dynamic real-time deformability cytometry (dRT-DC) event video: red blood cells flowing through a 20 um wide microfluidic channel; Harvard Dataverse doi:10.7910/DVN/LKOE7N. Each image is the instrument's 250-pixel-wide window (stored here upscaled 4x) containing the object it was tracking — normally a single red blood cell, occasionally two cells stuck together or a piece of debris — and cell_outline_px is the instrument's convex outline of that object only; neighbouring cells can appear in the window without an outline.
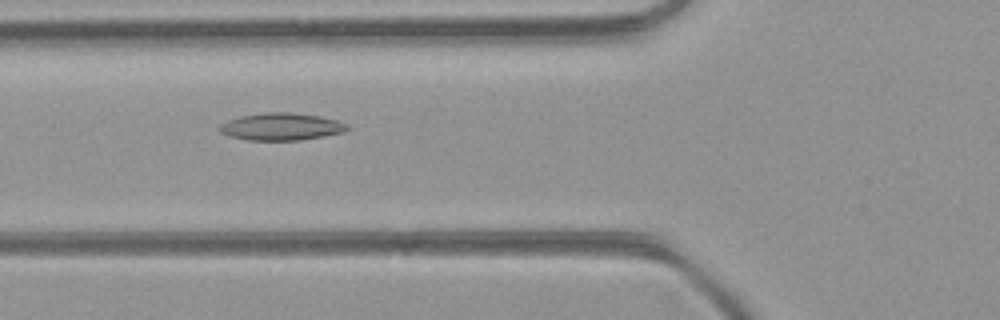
{"species": "common noctule bat (a hibernating species)", "species_latin": "Nyctalus noctula", "temperature_condition": "room temperature", "stored_images_in_passage": 27, "camera_frame_rate_fps": 3000, "um_per_image_px": 0.085, "animal": {"sex": "female", "body_mass_g": 21.9}, "frame": {"image": 1, "passage_image": 6, "time_ms": 1.667, "image_size_px": [1000, 320], "cell_outline_px": [[348, 128], [344, 132], [324, 136], [300, 140], [248, 140], [228, 136], [220, 132], [216, 128], [220, 124], [228, 120], [240, 116], [264, 112], [288, 112], [320, 116], [336, 120], [348, 124]], "centroid_in_image_um": [23.87, 10.76], "position_along_channel_um": 101.9, "area_um2": 20.4}}
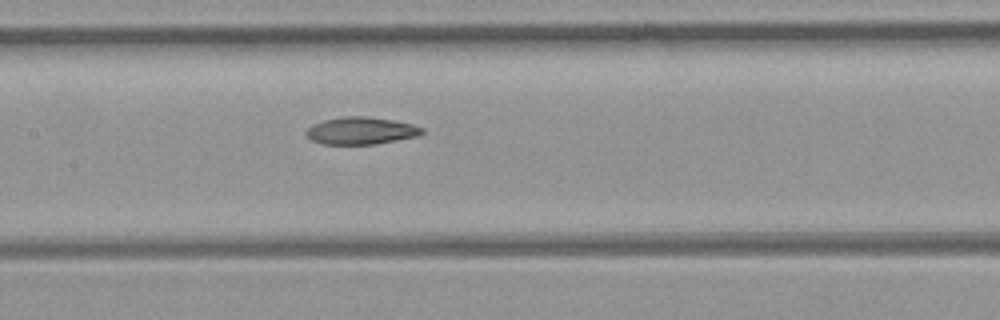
{"frame": {"image": 2, "passage_image": 11, "time_ms": 3.333, "image_size_px": [1000, 320], "cell_outline_px": [[424, 132], [420, 136], [376, 144], [320, 144], [312, 140], [304, 132], [312, 124], [324, 120], [344, 116], [368, 116], [392, 120], [412, 124], [424, 128]], "centroid_in_image_um": [30.7, 11.11], "position_along_channel_um": 176.7, "area_um2": 18.55}}
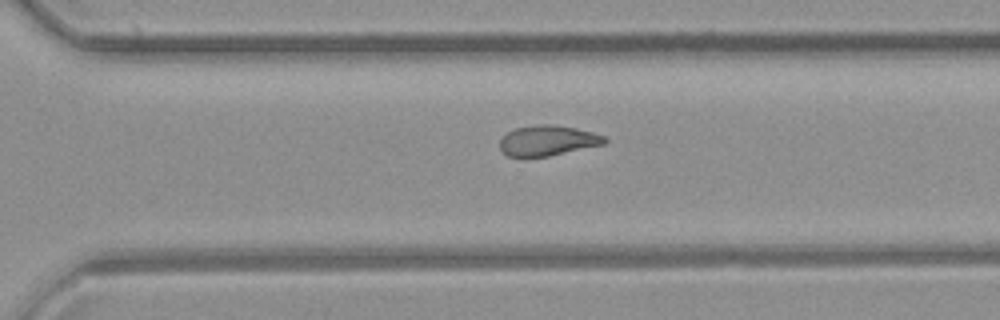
{"frame": {"image": 3, "passage_image": 21, "time_ms": 6.667, "image_size_px": [1000, 320], "cell_outline_px": [[608, 140], [604, 144], [548, 156], [524, 160], [520, 160], [508, 156], [500, 148], [500, 140], [508, 132], [516, 128], [540, 124], [552, 124], [592, 132], [604, 136]], "centroid_in_image_um": [46.49, 11.99], "position_along_channel_um": 324.1, "area_um2": 18.73}, "authors_computed_cell_mechanics": {"area_um2": 18.785, "velocity_mm_per_s": 4.442, "shape_relaxation_time_tau1_ms": null, "shape_relaxation_time_tau2_ms": 3.7232, "deformation_change_tau1": null, "deformation_change_tau2": 0.11}}